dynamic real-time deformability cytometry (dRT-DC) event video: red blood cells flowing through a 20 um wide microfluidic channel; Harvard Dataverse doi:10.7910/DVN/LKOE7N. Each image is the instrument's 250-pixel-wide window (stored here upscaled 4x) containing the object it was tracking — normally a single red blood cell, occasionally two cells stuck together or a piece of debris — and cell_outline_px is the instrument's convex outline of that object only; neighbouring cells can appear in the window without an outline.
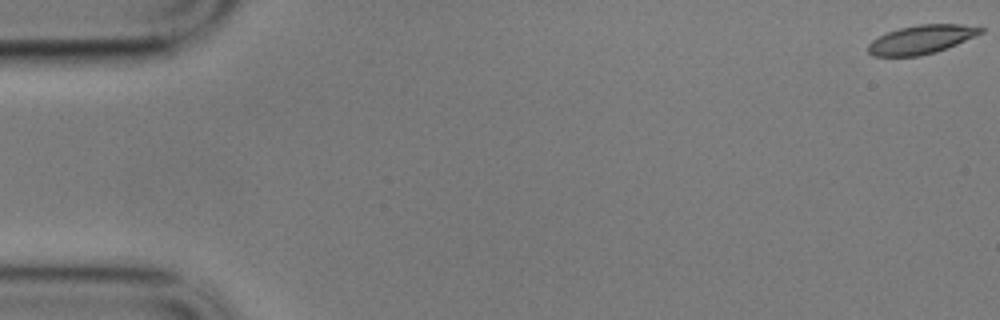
{"species": "common noctule bat (a hibernating species)", "species_latin": "Nyctalus noctula", "temperature_condition": "cold", "stored_images_in_passage": 28, "camera_frame_rate_fps": 3000, "um_per_image_px": 0.085, "animal": {"sex": "male", "body_mass_g": 17.9}, "frame": {"image": 1, "passage_image": 1, "time_ms": 0.0, "image_size_px": [1000, 320], "cell_outline_px": [[984, 32], [956, 44], [936, 52], [920, 56], [872, 56], [868, 52], [868, 44], [872, 40], [888, 32], [900, 28], [920, 24], [960, 24], [984, 28]], "centroid_in_image_um": [78.3, 3.36], "position_along_channel_um": 6.7, "area_um2": 18.67}}
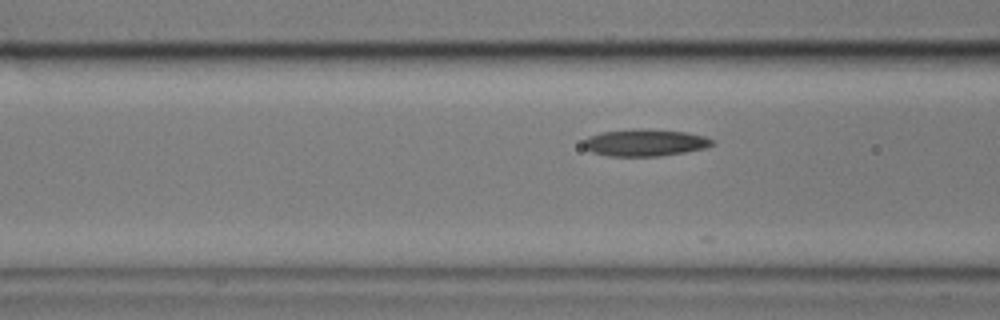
{"frame": {"image": 2, "passage_image": 23, "time_ms": 7.333, "image_size_px": [1000, 320], "cell_outline_px": [[716, 144], [704, 148], [684, 152], [660, 156], [608, 156], [592, 152], [584, 148], [584, 140], [588, 136], [600, 132], [640, 128], [684, 132], [704, 136], [716, 140]], "centroid_in_image_um": [54.83, 12.12], "position_along_channel_um": 111.8, "area_um2": 20.29}}
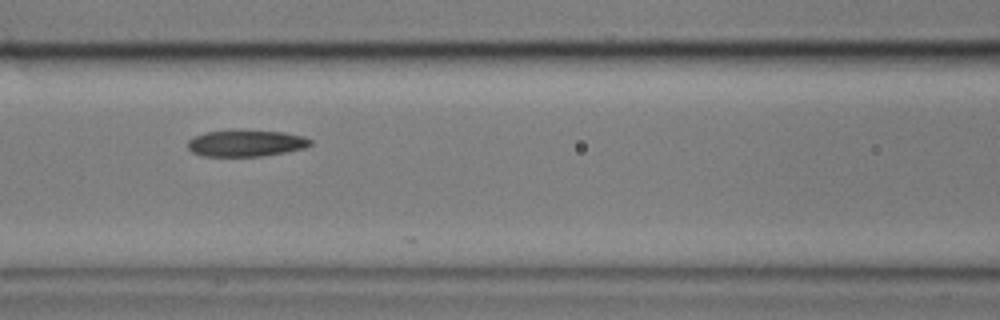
{"frame": {"image": 3, "passage_image": 26, "time_ms": 8.333, "image_size_px": [1000, 320], "cell_outline_px": [[312, 144], [304, 148], [284, 152], [260, 156], [204, 156], [192, 152], [188, 148], [188, 140], [204, 132], [284, 132], [304, 136], [312, 140]], "centroid_in_image_um": [20.93, 12.2], "position_along_channel_um": 145.7, "area_um2": 18.26}}